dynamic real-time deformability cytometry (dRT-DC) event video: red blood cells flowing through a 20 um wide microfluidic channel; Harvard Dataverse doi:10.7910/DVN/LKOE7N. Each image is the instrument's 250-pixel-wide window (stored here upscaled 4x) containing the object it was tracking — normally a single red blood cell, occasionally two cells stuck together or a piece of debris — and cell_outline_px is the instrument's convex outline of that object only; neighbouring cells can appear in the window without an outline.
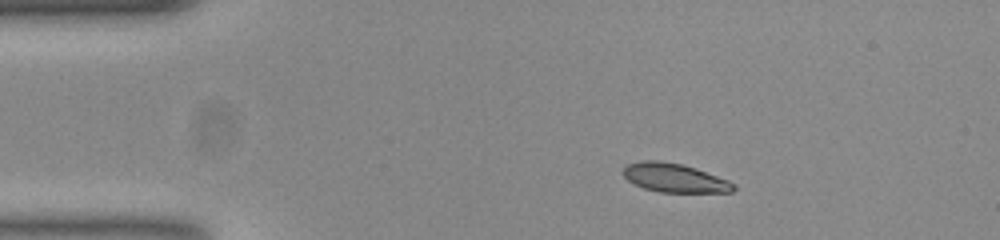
{"species": "common noctule bat (a hibernating species)", "species_latin": "Nyctalus noctula", "temperature_condition": "room temperature", "stored_images_in_passage": 53, "camera_frame_rate_fps": 3000, "um_per_image_px": 0.085, "animal": {"sex": "female", "body_mass_g": 23.0, "forearm_length_mm": 53.4}, "frame": {"image": 1, "passage_image": 8, "time_ms": 2.333, "image_size_px": [1000, 240], "cell_outline_px": [[736, 188], [732, 192], [660, 192], [644, 188], [628, 180], [624, 176], [624, 168], [628, 164], [640, 160], [656, 160], [680, 164], [696, 168], [728, 180], [736, 184]], "centroid_in_image_um": [57.36, 15.12], "position_along_channel_um": 27.6, "area_um2": 18.38}}
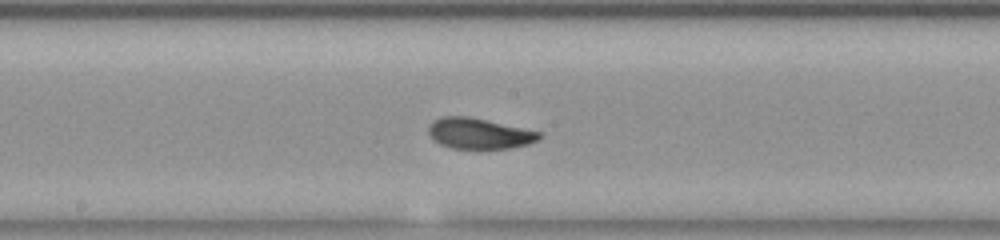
{"frame": {"image": 2, "passage_image": 27, "time_ms": 8.667, "image_size_px": [1000, 240], "cell_outline_px": [[540, 136], [536, 140], [528, 144], [508, 148], [452, 148], [440, 144], [428, 132], [428, 128], [432, 120], [444, 116], [464, 116], [484, 120], [540, 132]], "centroid_in_image_um": [40.67, 11.34], "position_along_channel_um": 207.5, "area_um2": 19.19}}
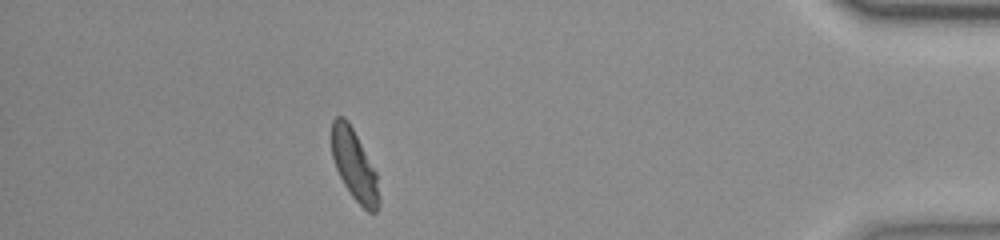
{"frame": {"image": 3, "passage_image": 47, "time_ms": 15.333, "image_size_px": [1000, 240], "cell_outline_px": [[380, 204], [376, 212], [368, 212], [352, 196], [344, 184], [336, 168], [332, 156], [332, 120], [336, 116], [344, 116], [352, 128], [376, 172], [380, 200]], "centroid_in_image_um": [30.12, 14.05], "position_along_channel_um": 405.1, "area_um2": 19.13}, "authors_computed_cell_mechanics": {"area_um2": 19.4208, "velocity_mm_per_s": 3.7604, "shape_relaxation_time_tau1_ms": 2.7703, "shape_relaxation_time_tau2_ms": 0.978, "deformation_change_tau1": 0.1473, "deformation_change_tau2": 0.0596}}